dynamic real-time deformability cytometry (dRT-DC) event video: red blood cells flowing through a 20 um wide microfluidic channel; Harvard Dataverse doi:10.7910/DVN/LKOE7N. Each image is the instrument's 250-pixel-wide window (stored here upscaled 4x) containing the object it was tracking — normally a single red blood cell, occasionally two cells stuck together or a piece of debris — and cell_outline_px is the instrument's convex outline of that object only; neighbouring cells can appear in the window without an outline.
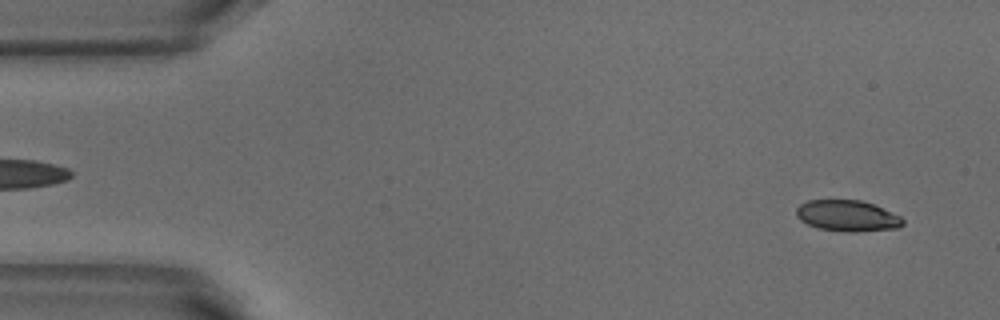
{"species": "common noctule bat (a hibernating species)", "species_latin": "Nyctalus noctula", "temperature_condition": "warm", "stored_images_in_passage": 51, "camera_frame_rate_fps": 3000, "um_per_image_px": 0.085, "animal": {"sex": "male", "body_mass_g": 18.8}, "frame": {"image": 1, "passage_image": 3, "time_ms": 0.667, "image_size_px": [1000, 320], "cell_outline_px": [[904, 224], [900, 228], [856, 232], [848, 232], [820, 228], [808, 224], [800, 220], [796, 216], [796, 208], [800, 204], [808, 200], [860, 200], [872, 204], [900, 216], [904, 220]], "centroid_in_image_um": [72.03, 18.35], "position_along_channel_um": 13.0, "area_um2": 19.25}}
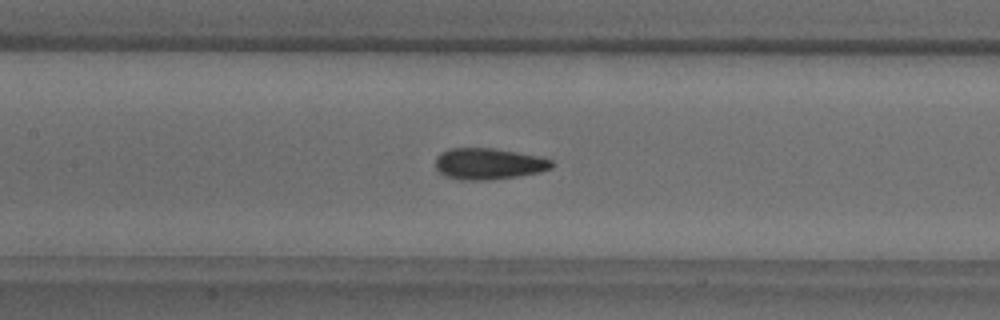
{"frame": {"image": 2, "passage_image": 23, "time_ms": 7.333, "image_size_px": [1000, 320], "cell_outline_px": [[552, 168], [540, 172], [520, 176], [488, 180], [460, 180], [448, 176], [440, 172], [436, 168], [436, 156], [440, 152], [448, 148], [492, 148], [540, 156], [552, 160]], "centroid_in_image_um": [41.53, 13.92], "position_along_channel_um": 165.9, "area_um2": 21.27}}
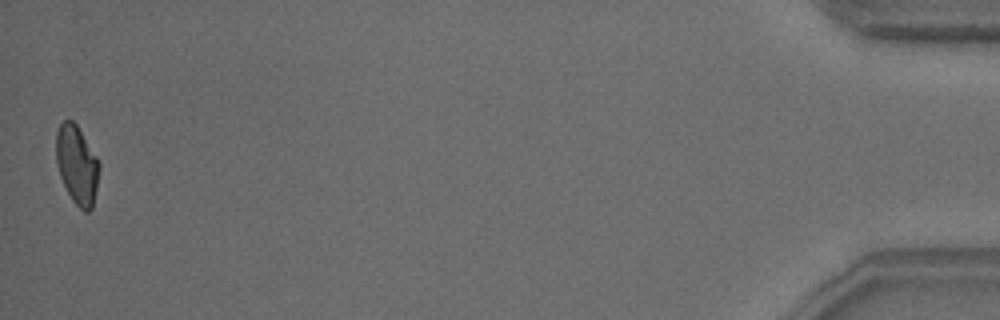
{"frame": {"image": 3, "passage_image": 51, "time_ms": 16.667, "image_size_px": [1000, 320], "cell_outline_px": [[100, 168], [92, 208], [88, 212], [84, 212], [72, 200], [60, 176], [56, 160], [56, 132], [60, 124], [64, 120], [72, 120], [76, 124], [96, 156], [100, 164]], "centroid_in_image_um": [6.54, 14.01], "position_along_channel_um": 428.7, "area_um2": 19.54}, "authors_computed_cell_mechanics": {"area_um2": 20.4612, "velocity_mm_per_s": 3.8507, "shape_relaxation_time_tau1_ms": 4.0962, "shape_relaxation_time_tau2_ms": 1.3686, "deformation_change_tau1": 0.1438, "deformation_change_tau2": 0.0686}}